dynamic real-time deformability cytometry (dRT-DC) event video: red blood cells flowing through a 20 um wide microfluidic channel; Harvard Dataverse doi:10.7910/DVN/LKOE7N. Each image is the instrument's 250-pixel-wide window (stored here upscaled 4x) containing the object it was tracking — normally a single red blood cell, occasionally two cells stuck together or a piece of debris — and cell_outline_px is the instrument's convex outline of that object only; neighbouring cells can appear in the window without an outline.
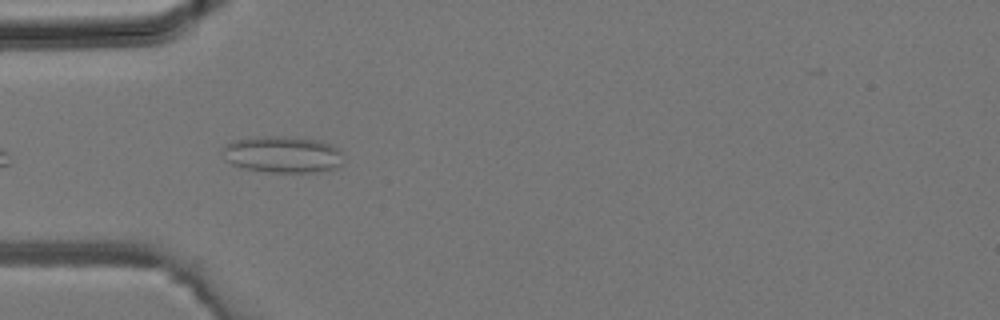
{"species": "common noctule bat (a hibernating species)", "species_latin": "Nyctalus noctula", "temperature_condition": "room temperature", "stored_images_in_passage": 22, "camera_frame_rate_fps": 3000, "um_per_image_px": 0.085, "animal": {"sex": "male", "body_mass_g": 19.2, "forearm_length_mm": 51.8}, "frame": {"image": 1, "passage_image": 1, "time_ms": 0.0, "image_size_px": [1000, 320], "cell_outline_px": [[340, 164], [336, 168], [316, 172], [268, 172], [244, 168], [232, 164], [224, 160], [220, 148], [224, 144], [232, 140], [264, 136], [284, 136], [320, 140], [332, 144], [340, 152]], "centroid_in_image_um": [23.94, 13.12], "position_along_channel_um": 61.1, "area_um2": 25.95}}